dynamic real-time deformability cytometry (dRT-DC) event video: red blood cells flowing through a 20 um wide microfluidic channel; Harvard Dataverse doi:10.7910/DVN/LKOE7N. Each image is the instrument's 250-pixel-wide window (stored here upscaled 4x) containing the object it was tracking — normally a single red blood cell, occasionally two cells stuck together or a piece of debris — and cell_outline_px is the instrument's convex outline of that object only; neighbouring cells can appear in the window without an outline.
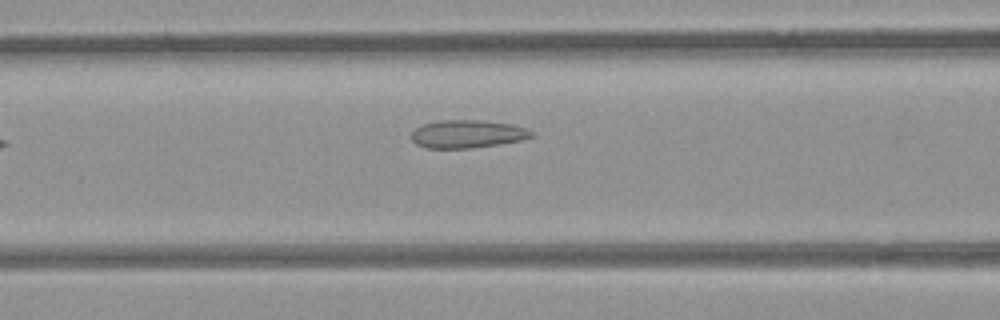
{"species": "common noctule bat (a hibernating species)", "species_latin": "Nyctalus noctula", "temperature_condition": "room temperature", "stored_images_in_passage": 6, "camera_frame_rate_fps": 3000, "um_per_image_px": 0.085, "animal": {"sex": "female", "body_mass_g": 21.9}, "frame": {"image": 1, "passage_image": 6, "time_ms": 6.0, "image_size_px": [1000, 320], "cell_outline_px": [[536, 136], [520, 140], [496, 144], [468, 148], [428, 148], [416, 144], [412, 140], [412, 132], [416, 128], [424, 124], [440, 120], [484, 120], [512, 124], [524, 128], [532, 132]], "centroid_in_image_um": [39.72, 11.38], "position_along_channel_um": 126.9, "area_um2": 19.36}}